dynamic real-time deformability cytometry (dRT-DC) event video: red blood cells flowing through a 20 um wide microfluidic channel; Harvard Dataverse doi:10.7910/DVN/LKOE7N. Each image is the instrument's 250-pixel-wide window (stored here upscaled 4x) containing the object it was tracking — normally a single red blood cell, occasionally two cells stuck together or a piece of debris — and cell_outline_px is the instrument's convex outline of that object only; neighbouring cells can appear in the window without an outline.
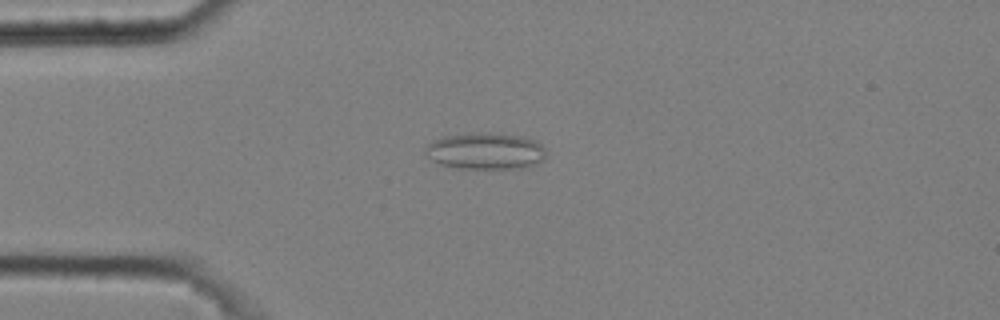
{"species": "common noctule bat (a hibernating species)", "species_latin": "Nyctalus noctula", "temperature_condition": "cold", "stored_images_in_passage": 51, "camera_frame_rate_fps": 3000, "um_per_image_px": 0.085, "animal": {"sex": "male", "body_mass_g": 20.4}, "frame": {"image": 1, "passage_image": 13, "time_ms": 4.0, "image_size_px": [1000, 320], "cell_outline_px": [[544, 160], [528, 168], [456, 168], [440, 164], [424, 156], [424, 148], [432, 140], [440, 136], [468, 132], [488, 132], [528, 136], [536, 140], [544, 148]], "centroid_in_image_um": [41.23, 12.81], "position_along_channel_um": 43.8, "area_um2": 26.53}}
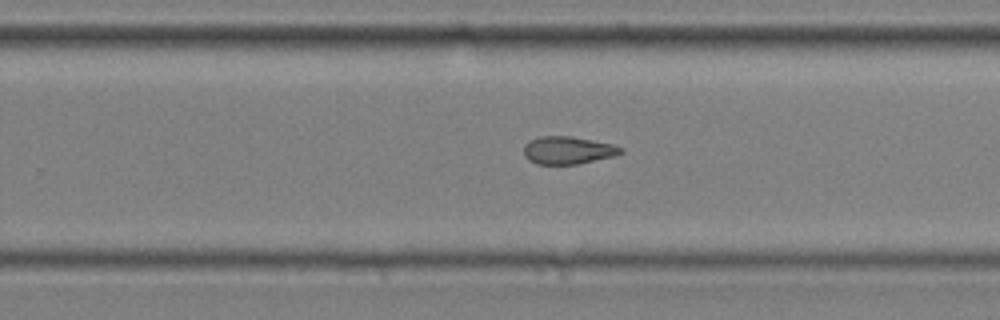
{"frame": {"image": 2, "passage_image": 34, "time_ms": 11.0, "image_size_px": [1000, 320], "cell_outline_px": [[624, 152], [616, 156], [576, 164], [536, 164], [528, 160], [524, 156], [524, 144], [528, 140], [540, 136], [568, 136], [592, 140], [612, 144], [624, 148]], "centroid_in_image_um": [48.26, 12.77], "position_along_channel_um": 281.5, "area_um2": 15.78}}
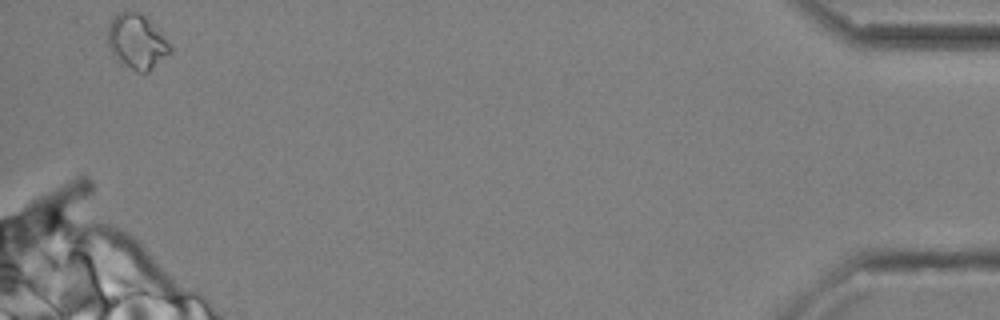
{"frame": {"image": 3, "passage_image": 51, "time_ms": 16.667, "image_size_px": [1000, 320], "cell_outline_px": [[172, 52], [148, 72], [136, 72], [124, 64], [108, 48], [108, 28], [112, 20], [120, 12], [140, 12], [144, 16], [172, 48]], "centroid_in_image_um": [11.62, 3.57], "position_along_channel_um": 423.6, "area_um2": 19.13}, "authors_computed_cell_mechanics": {"area_um2": 17.051, "velocity_mm_per_s": 3.6513, "shape_relaxation_time_tau1_ms": null, "shape_relaxation_time_tau2_ms": 6.8819, "deformation_change_tau1": null, "deformation_change_tau2": 0.1533}}